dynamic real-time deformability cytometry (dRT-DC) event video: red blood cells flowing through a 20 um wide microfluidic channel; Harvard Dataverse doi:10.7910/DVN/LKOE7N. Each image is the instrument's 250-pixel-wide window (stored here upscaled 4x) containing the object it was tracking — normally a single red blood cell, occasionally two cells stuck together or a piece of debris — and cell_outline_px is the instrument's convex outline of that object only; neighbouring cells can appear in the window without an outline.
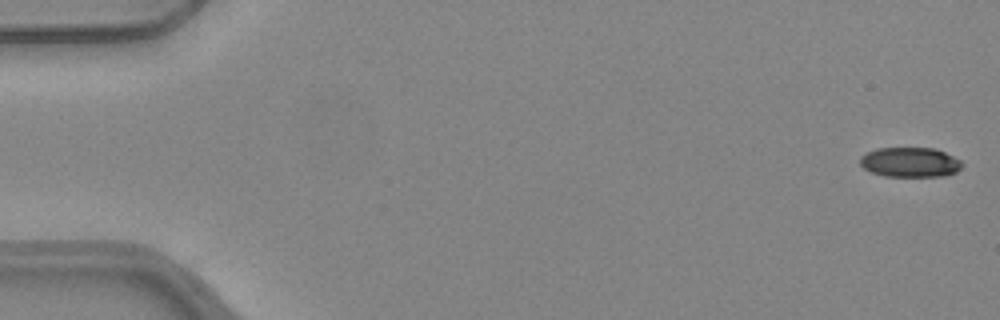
{"species": "common noctule bat (a hibernating species)", "species_latin": "Nyctalus noctula", "temperature_condition": "warm", "stored_images_in_passage": 42, "camera_frame_rate_fps": 3000, "um_per_image_px": 0.085, "animal": {"sex": "female", "body_mass_g": 24.6, "forearm_length_mm": 56.2}, "frame": {"image": 1, "passage_image": 1, "time_ms": 0.0, "image_size_px": [1000, 320], "cell_outline_px": [[964, 164], [956, 172], [944, 176], [884, 176], [872, 172], [864, 168], [860, 164], [860, 156], [876, 148], [936, 148], [960, 160]], "centroid_in_image_um": [77.36, 13.79], "position_along_channel_um": 7.6, "area_um2": 17.69}}
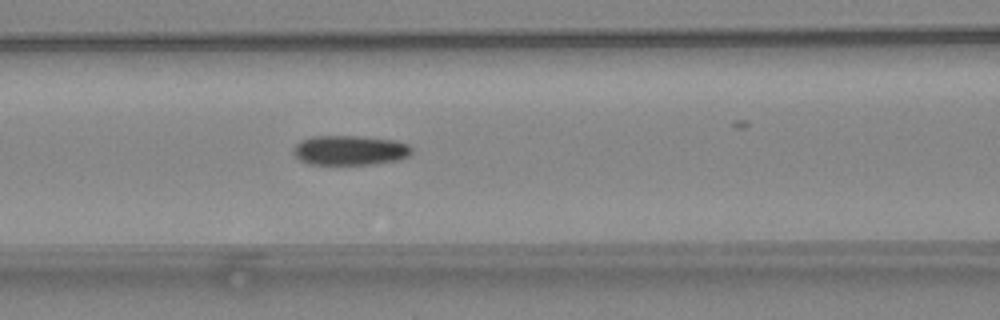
{"frame": {"image": 2, "passage_image": 22, "time_ms": 7.0, "image_size_px": [1000, 320], "cell_outline_px": [[412, 152], [408, 156], [396, 160], [372, 164], [308, 164], [300, 160], [292, 152], [292, 148], [300, 140], [312, 136], [356, 136], [396, 140], [408, 144], [412, 148]], "centroid_in_image_um": [29.71, 12.77], "position_along_channel_um": 136.9, "area_um2": 20.52}}
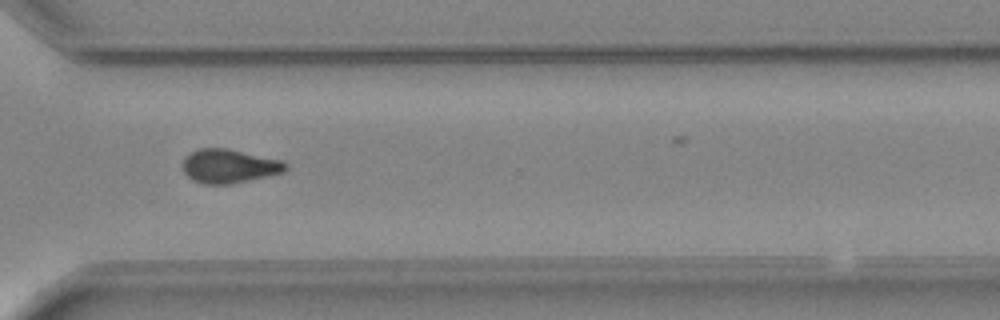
{"frame": {"image": 3, "passage_image": 38, "time_ms": 12.333, "image_size_px": [1000, 320], "cell_outline_px": [[288, 168], [284, 172], [268, 176], [232, 184], [204, 184], [192, 180], [184, 172], [184, 156], [200, 148], [228, 148], [284, 160], [288, 164]], "centroid_in_image_um": [19.53, 14.11], "position_along_channel_um": 351.1, "area_um2": 20.52}, "authors_computed_cell_mechanics": {"area_um2": 20.519, "velocity_mm_per_s": 4.0267, "shape_relaxation_time_tau1_ms": null, "shape_relaxation_time_tau2_ms": 4.4679, "deformation_change_tau1": null, "deformation_change_tau2": 0.112}}